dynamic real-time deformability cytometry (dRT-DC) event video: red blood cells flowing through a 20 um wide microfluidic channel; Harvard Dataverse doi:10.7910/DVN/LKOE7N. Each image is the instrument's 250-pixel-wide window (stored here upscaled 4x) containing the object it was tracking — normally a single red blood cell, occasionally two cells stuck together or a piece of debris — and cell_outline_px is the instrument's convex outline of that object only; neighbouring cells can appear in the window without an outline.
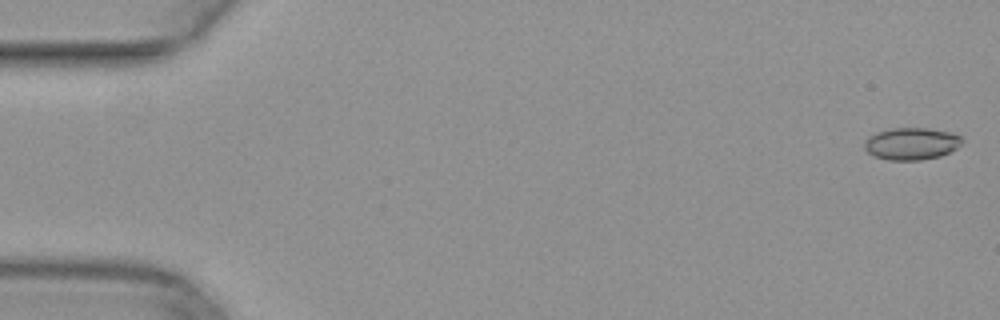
{"species": "common noctule bat (a hibernating species)", "species_latin": "Nyctalus noctula", "temperature_condition": "warm", "stored_images_in_passage": 50, "camera_frame_rate_fps": 3000, "um_per_image_px": 0.085, "animal": {"sex": "female", "body_mass_g": 29.2, "forearm_length_mm": 56.3}, "frame": {"image": 1, "passage_image": 1, "time_ms": 0.0, "image_size_px": [1000, 320], "cell_outline_px": [[964, 140], [956, 148], [940, 156], [920, 160], [888, 160], [876, 156], [868, 152], [864, 148], [864, 144], [868, 136], [876, 132], [888, 128], [928, 128], [948, 132], [960, 136]], "centroid_in_image_um": [77.45, 12.2], "position_along_channel_um": 7.6, "area_um2": 18.21}}
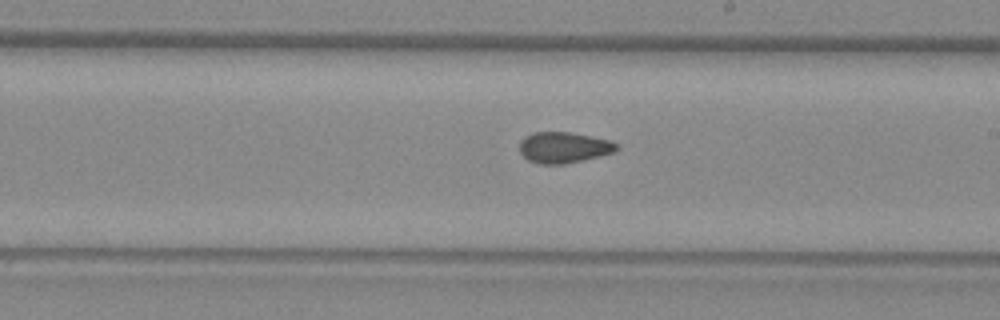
{"frame": {"image": 2, "passage_image": 29, "time_ms": 9.333, "image_size_px": [1000, 320], "cell_outline_px": [[620, 148], [612, 152], [564, 164], [540, 164], [528, 160], [520, 152], [520, 140], [536, 132], [568, 132], [608, 140], [616, 144]], "centroid_in_image_um": [47.87, 12.54], "position_along_channel_um": 241.1, "area_um2": 16.99}}
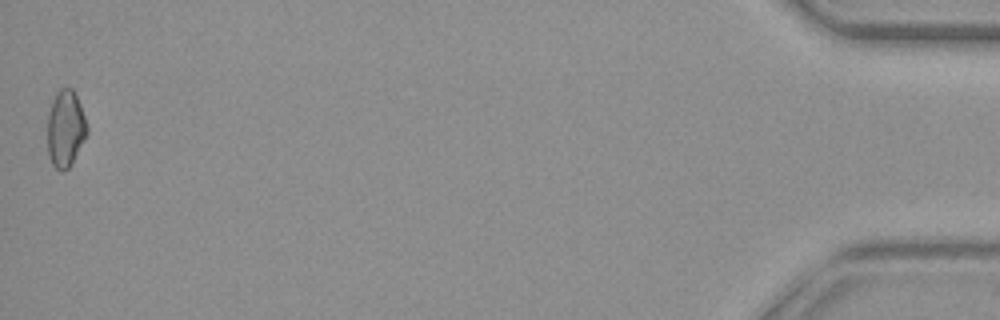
{"frame": {"image": 3, "passage_image": 50, "time_ms": 16.333, "image_size_px": [1000, 320], "cell_outline_px": [[88, 132], [68, 168], [64, 172], [60, 172], [52, 164], [48, 156], [48, 112], [52, 100], [56, 92], [60, 88], [72, 88], [80, 104], [88, 128]], "centroid_in_image_um": [5.54, 10.93], "position_along_channel_um": 429.7, "area_um2": 17.57}}